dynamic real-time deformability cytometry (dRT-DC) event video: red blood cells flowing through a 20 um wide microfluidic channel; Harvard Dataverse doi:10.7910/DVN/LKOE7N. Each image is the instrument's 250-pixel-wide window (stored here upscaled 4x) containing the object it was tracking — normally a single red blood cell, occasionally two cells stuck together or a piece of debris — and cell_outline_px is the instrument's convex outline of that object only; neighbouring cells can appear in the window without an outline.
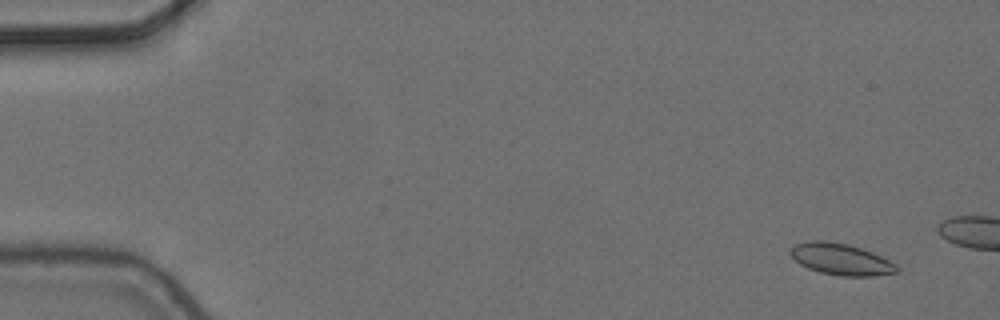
{"species": "common noctule bat (a hibernating species)", "species_latin": "Nyctalus noctula", "temperature_condition": "cold", "stored_images_in_passage": 3, "camera_frame_rate_fps": 3000, "um_per_image_px": 0.085, "animal": {"sex": "female", "body_mass_g": 24.6, "forearm_length_mm": 56.2}, "frame": {"image": 1, "passage_image": 1, "time_ms": 0.0, "image_size_px": [1000, 320], "cell_outline_px": [[900, 272], [876, 276], [840, 276], [820, 272], [808, 268], [800, 264], [788, 252], [796, 244], [808, 240], [824, 240], [848, 244], [872, 252], [896, 264], [900, 268]], "centroid_in_image_um": [71.5, 22.04], "position_along_channel_um": 13.5, "area_um2": 19.59}}